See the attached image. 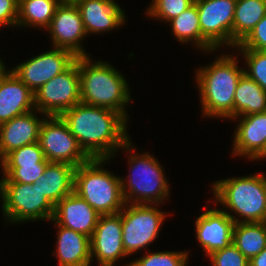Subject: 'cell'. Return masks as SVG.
<instances>
[{
	"instance_id": "1",
	"label": "cell",
	"mask_w": 266,
	"mask_h": 266,
	"mask_svg": "<svg viewBox=\"0 0 266 266\" xmlns=\"http://www.w3.org/2000/svg\"><path fill=\"white\" fill-rule=\"evenodd\" d=\"M61 117L90 159H110L121 148L133 150L126 130L128 119L120 112L78 103Z\"/></svg>"
},
{
	"instance_id": "2",
	"label": "cell",
	"mask_w": 266,
	"mask_h": 266,
	"mask_svg": "<svg viewBox=\"0 0 266 266\" xmlns=\"http://www.w3.org/2000/svg\"><path fill=\"white\" fill-rule=\"evenodd\" d=\"M233 56H217L213 63L196 72L203 116L234 119V95L244 69L238 67L239 61Z\"/></svg>"
},
{
	"instance_id": "3",
	"label": "cell",
	"mask_w": 266,
	"mask_h": 266,
	"mask_svg": "<svg viewBox=\"0 0 266 266\" xmlns=\"http://www.w3.org/2000/svg\"><path fill=\"white\" fill-rule=\"evenodd\" d=\"M81 103L122 113L131 101L124 75L103 61H91L90 55L78 57Z\"/></svg>"
},
{
	"instance_id": "4",
	"label": "cell",
	"mask_w": 266,
	"mask_h": 266,
	"mask_svg": "<svg viewBox=\"0 0 266 266\" xmlns=\"http://www.w3.org/2000/svg\"><path fill=\"white\" fill-rule=\"evenodd\" d=\"M215 203L235 212L225 211L235 223L264 222L266 213V175L263 173L250 176L227 178L212 185Z\"/></svg>"
},
{
	"instance_id": "5",
	"label": "cell",
	"mask_w": 266,
	"mask_h": 266,
	"mask_svg": "<svg viewBox=\"0 0 266 266\" xmlns=\"http://www.w3.org/2000/svg\"><path fill=\"white\" fill-rule=\"evenodd\" d=\"M108 160L89 159L74 172V192L101 215L117 214L126 204L120 176L102 167Z\"/></svg>"
},
{
	"instance_id": "6",
	"label": "cell",
	"mask_w": 266,
	"mask_h": 266,
	"mask_svg": "<svg viewBox=\"0 0 266 266\" xmlns=\"http://www.w3.org/2000/svg\"><path fill=\"white\" fill-rule=\"evenodd\" d=\"M128 159L129 179L121 178L125 203L161 205L167 199L170 188L158 160L149 153H134Z\"/></svg>"
},
{
	"instance_id": "7",
	"label": "cell",
	"mask_w": 266,
	"mask_h": 266,
	"mask_svg": "<svg viewBox=\"0 0 266 266\" xmlns=\"http://www.w3.org/2000/svg\"><path fill=\"white\" fill-rule=\"evenodd\" d=\"M0 197L7 222L17 224L39 219L50 221L53 217L55 205L42 192L37 182L25 184L2 177Z\"/></svg>"
},
{
	"instance_id": "8",
	"label": "cell",
	"mask_w": 266,
	"mask_h": 266,
	"mask_svg": "<svg viewBox=\"0 0 266 266\" xmlns=\"http://www.w3.org/2000/svg\"><path fill=\"white\" fill-rule=\"evenodd\" d=\"M156 206L125 204L121 210L122 242L127 256L148 247L158 237L167 214Z\"/></svg>"
},
{
	"instance_id": "9",
	"label": "cell",
	"mask_w": 266,
	"mask_h": 266,
	"mask_svg": "<svg viewBox=\"0 0 266 266\" xmlns=\"http://www.w3.org/2000/svg\"><path fill=\"white\" fill-rule=\"evenodd\" d=\"M81 103L78 57L62 73L34 92L35 110L46 116H61Z\"/></svg>"
},
{
	"instance_id": "10",
	"label": "cell",
	"mask_w": 266,
	"mask_h": 266,
	"mask_svg": "<svg viewBox=\"0 0 266 266\" xmlns=\"http://www.w3.org/2000/svg\"><path fill=\"white\" fill-rule=\"evenodd\" d=\"M237 0H194L199 15L202 49L232 48V24Z\"/></svg>"
},
{
	"instance_id": "11",
	"label": "cell",
	"mask_w": 266,
	"mask_h": 266,
	"mask_svg": "<svg viewBox=\"0 0 266 266\" xmlns=\"http://www.w3.org/2000/svg\"><path fill=\"white\" fill-rule=\"evenodd\" d=\"M49 162L66 163L78 167L90 158L80 148L61 116H46L41 124L38 140Z\"/></svg>"
},
{
	"instance_id": "12",
	"label": "cell",
	"mask_w": 266,
	"mask_h": 266,
	"mask_svg": "<svg viewBox=\"0 0 266 266\" xmlns=\"http://www.w3.org/2000/svg\"><path fill=\"white\" fill-rule=\"evenodd\" d=\"M76 56L69 50L55 48L41 53L12 68V72L33 92L64 72Z\"/></svg>"
},
{
	"instance_id": "13",
	"label": "cell",
	"mask_w": 266,
	"mask_h": 266,
	"mask_svg": "<svg viewBox=\"0 0 266 266\" xmlns=\"http://www.w3.org/2000/svg\"><path fill=\"white\" fill-rule=\"evenodd\" d=\"M46 31L50 33L53 48L69 50L76 57L88 56L81 45L87 33L75 3H60Z\"/></svg>"
},
{
	"instance_id": "14",
	"label": "cell",
	"mask_w": 266,
	"mask_h": 266,
	"mask_svg": "<svg viewBox=\"0 0 266 266\" xmlns=\"http://www.w3.org/2000/svg\"><path fill=\"white\" fill-rule=\"evenodd\" d=\"M90 246L91 258L95 257L100 266H114L118 259L128 257L122 242L121 211L100 215Z\"/></svg>"
},
{
	"instance_id": "15",
	"label": "cell",
	"mask_w": 266,
	"mask_h": 266,
	"mask_svg": "<svg viewBox=\"0 0 266 266\" xmlns=\"http://www.w3.org/2000/svg\"><path fill=\"white\" fill-rule=\"evenodd\" d=\"M204 209L205 212L195 220V232L200 246L208 256L232 243L235 222L223 209Z\"/></svg>"
},
{
	"instance_id": "16",
	"label": "cell",
	"mask_w": 266,
	"mask_h": 266,
	"mask_svg": "<svg viewBox=\"0 0 266 266\" xmlns=\"http://www.w3.org/2000/svg\"><path fill=\"white\" fill-rule=\"evenodd\" d=\"M236 118L240 121L234 132L232 155L249 160L265 159L266 111Z\"/></svg>"
},
{
	"instance_id": "17",
	"label": "cell",
	"mask_w": 266,
	"mask_h": 266,
	"mask_svg": "<svg viewBox=\"0 0 266 266\" xmlns=\"http://www.w3.org/2000/svg\"><path fill=\"white\" fill-rule=\"evenodd\" d=\"M100 215L84 199L73 192L55 205L50 221L91 238Z\"/></svg>"
},
{
	"instance_id": "18",
	"label": "cell",
	"mask_w": 266,
	"mask_h": 266,
	"mask_svg": "<svg viewBox=\"0 0 266 266\" xmlns=\"http://www.w3.org/2000/svg\"><path fill=\"white\" fill-rule=\"evenodd\" d=\"M32 110L34 92L5 67L0 72V124Z\"/></svg>"
},
{
	"instance_id": "19",
	"label": "cell",
	"mask_w": 266,
	"mask_h": 266,
	"mask_svg": "<svg viewBox=\"0 0 266 266\" xmlns=\"http://www.w3.org/2000/svg\"><path fill=\"white\" fill-rule=\"evenodd\" d=\"M75 4L87 35L109 32L125 23V12L114 0H78Z\"/></svg>"
},
{
	"instance_id": "20",
	"label": "cell",
	"mask_w": 266,
	"mask_h": 266,
	"mask_svg": "<svg viewBox=\"0 0 266 266\" xmlns=\"http://www.w3.org/2000/svg\"><path fill=\"white\" fill-rule=\"evenodd\" d=\"M38 112L32 110L0 124V161L15 149L38 142L44 120L36 116Z\"/></svg>"
},
{
	"instance_id": "21",
	"label": "cell",
	"mask_w": 266,
	"mask_h": 266,
	"mask_svg": "<svg viewBox=\"0 0 266 266\" xmlns=\"http://www.w3.org/2000/svg\"><path fill=\"white\" fill-rule=\"evenodd\" d=\"M58 228L56 251L59 266H91L90 238L72 229L55 224Z\"/></svg>"
},
{
	"instance_id": "22",
	"label": "cell",
	"mask_w": 266,
	"mask_h": 266,
	"mask_svg": "<svg viewBox=\"0 0 266 266\" xmlns=\"http://www.w3.org/2000/svg\"><path fill=\"white\" fill-rule=\"evenodd\" d=\"M75 169L70 164L49 162L38 178L40 189L54 205L74 192Z\"/></svg>"
},
{
	"instance_id": "23",
	"label": "cell",
	"mask_w": 266,
	"mask_h": 266,
	"mask_svg": "<svg viewBox=\"0 0 266 266\" xmlns=\"http://www.w3.org/2000/svg\"><path fill=\"white\" fill-rule=\"evenodd\" d=\"M266 15V0H237L232 24V48H235Z\"/></svg>"
},
{
	"instance_id": "24",
	"label": "cell",
	"mask_w": 266,
	"mask_h": 266,
	"mask_svg": "<svg viewBox=\"0 0 266 266\" xmlns=\"http://www.w3.org/2000/svg\"><path fill=\"white\" fill-rule=\"evenodd\" d=\"M266 111V92L243 73L234 95V118Z\"/></svg>"
},
{
	"instance_id": "25",
	"label": "cell",
	"mask_w": 266,
	"mask_h": 266,
	"mask_svg": "<svg viewBox=\"0 0 266 266\" xmlns=\"http://www.w3.org/2000/svg\"><path fill=\"white\" fill-rule=\"evenodd\" d=\"M232 243L250 260L266 247V223H235Z\"/></svg>"
},
{
	"instance_id": "26",
	"label": "cell",
	"mask_w": 266,
	"mask_h": 266,
	"mask_svg": "<svg viewBox=\"0 0 266 266\" xmlns=\"http://www.w3.org/2000/svg\"><path fill=\"white\" fill-rule=\"evenodd\" d=\"M59 5L58 0H19L17 27L47 29Z\"/></svg>"
},
{
	"instance_id": "27",
	"label": "cell",
	"mask_w": 266,
	"mask_h": 266,
	"mask_svg": "<svg viewBox=\"0 0 266 266\" xmlns=\"http://www.w3.org/2000/svg\"><path fill=\"white\" fill-rule=\"evenodd\" d=\"M170 27L176 40L179 42L195 43L194 45L202 50V34L200 29L199 15L196 3L194 2L180 15L171 19Z\"/></svg>"
},
{
	"instance_id": "28",
	"label": "cell",
	"mask_w": 266,
	"mask_h": 266,
	"mask_svg": "<svg viewBox=\"0 0 266 266\" xmlns=\"http://www.w3.org/2000/svg\"><path fill=\"white\" fill-rule=\"evenodd\" d=\"M188 251H161V252H146L137 260L126 264V266H187Z\"/></svg>"
},
{
	"instance_id": "29",
	"label": "cell",
	"mask_w": 266,
	"mask_h": 266,
	"mask_svg": "<svg viewBox=\"0 0 266 266\" xmlns=\"http://www.w3.org/2000/svg\"><path fill=\"white\" fill-rule=\"evenodd\" d=\"M49 161L45 159L42 163L35 165H0L3 177H8L12 182L34 184L44 173Z\"/></svg>"
},
{
	"instance_id": "30",
	"label": "cell",
	"mask_w": 266,
	"mask_h": 266,
	"mask_svg": "<svg viewBox=\"0 0 266 266\" xmlns=\"http://www.w3.org/2000/svg\"><path fill=\"white\" fill-rule=\"evenodd\" d=\"M244 57L248 70L244 73L257 82L266 92V51L252 49H237Z\"/></svg>"
},
{
	"instance_id": "31",
	"label": "cell",
	"mask_w": 266,
	"mask_h": 266,
	"mask_svg": "<svg viewBox=\"0 0 266 266\" xmlns=\"http://www.w3.org/2000/svg\"><path fill=\"white\" fill-rule=\"evenodd\" d=\"M151 2L150 7L146 9L147 15L168 23L191 6L194 0H152Z\"/></svg>"
},
{
	"instance_id": "32",
	"label": "cell",
	"mask_w": 266,
	"mask_h": 266,
	"mask_svg": "<svg viewBox=\"0 0 266 266\" xmlns=\"http://www.w3.org/2000/svg\"><path fill=\"white\" fill-rule=\"evenodd\" d=\"M45 159L39 142H35L11 151L0 161V165H35Z\"/></svg>"
},
{
	"instance_id": "33",
	"label": "cell",
	"mask_w": 266,
	"mask_h": 266,
	"mask_svg": "<svg viewBox=\"0 0 266 266\" xmlns=\"http://www.w3.org/2000/svg\"><path fill=\"white\" fill-rule=\"evenodd\" d=\"M208 258L212 266H249V259L233 243L210 253Z\"/></svg>"
},
{
	"instance_id": "34",
	"label": "cell",
	"mask_w": 266,
	"mask_h": 266,
	"mask_svg": "<svg viewBox=\"0 0 266 266\" xmlns=\"http://www.w3.org/2000/svg\"><path fill=\"white\" fill-rule=\"evenodd\" d=\"M236 48L266 51V15L236 46Z\"/></svg>"
},
{
	"instance_id": "35",
	"label": "cell",
	"mask_w": 266,
	"mask_h": 266,
	"mask_svg": "<svg viewBox=\"0 0 266 266\" xmlns=\"http://www.w3.org/2000/svg\"><path fill=\"white\" fill-rule=\"evenodd\" d=\"M19 0H0V26L17 28Z\"/></svg>"
},
{
	"instance_id": "36",
	"label": "cell",
	"mask_w": 266,
	"mask_h": 266,
	"mask_svg": "<svg viewBox=\"0 0 266 266\" xmlns=\"http://www.w3.org/2000/svg\"><path fill=\"white\" fill-rule=\"evenodd\" d=\"M249 266H266V247L249 260Z\"/></svg>"
},
{
	"instance_id": "37",
	"label": "cell",
	"mask_w": 266,
	"mask_h": 266,
	"mask_svg": "<svg viewBox=\"0 0 266 266\" xmlns=\"http://www.w3.org/2000/svg\"><path fill=\"white\" fill-rule=\"evenodd\" d=\"M60 3H76L78 0H58Z\"/></svg>"
},
{
	"instance_id": "38",
	"label": "cell",
	"mask_w": 266,
	"mask_h": 266,
	"mask_svg": "<svg viewBox=\"0 0 266 266\" xmlns=\"http://www.w3.org/2000/svg\"><path fill=\"white\" fill-rule=\"evenodd\" d=\"M6 67L5 63L0 58V72Z\"/></svg>"
},
{
	"instance_id": "39",
	"label": "cell",
	"mask_w": 266,
	"mask_h": 266,
	"mask_svg": "<svg viewBox=\"0 0 266 266\" xmlns=\"http://www.w3.org/2000/svg\"><path fill=\"white\" fill-rule=\"evenodd\" d=\"M264 223H266V213H265V216H264Z\"/></svg>"
}]
</instances>
